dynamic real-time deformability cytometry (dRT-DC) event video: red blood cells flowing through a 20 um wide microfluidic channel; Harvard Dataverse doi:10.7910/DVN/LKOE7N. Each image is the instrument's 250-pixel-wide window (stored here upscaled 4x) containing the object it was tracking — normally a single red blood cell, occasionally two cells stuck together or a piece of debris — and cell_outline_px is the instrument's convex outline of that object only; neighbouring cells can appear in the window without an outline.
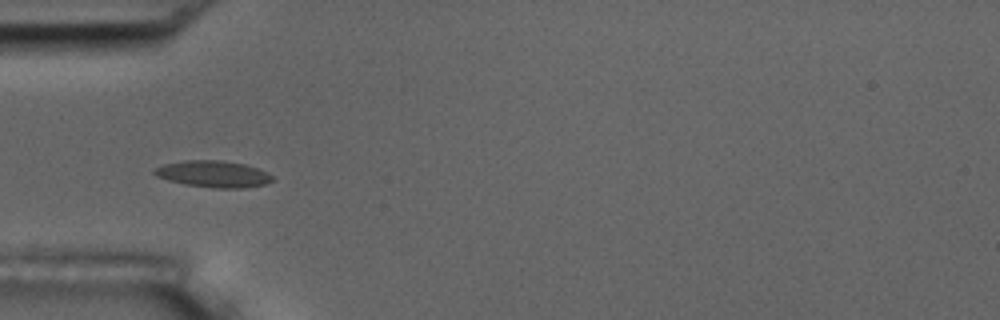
{"species": "common noctule bat (a hibernating species)", "species_latin": "Nyctalus noctula", "temperature_condition": "room temperature", "stored_images_in_passage": 5, "camera_frame_rate_fps": 3000, "um_per_image_px": 0.085, "animal": {"sex": "male", "body_mass_g": 17.5, "forearm_length_mm": 52.3}, "frame": {"image": 1, "passage_image": 4, "time_ms": 3.667, "image_size_px": [1000, 320], "cell_outline_px": [[272, 180], [264, 184], [244, 188], [212, 188], [184, 184], [168, 180], [156, 176], [152, 172], [156, 168], [164, 164], [184, 160], [220, 160], [244, 164], [268, 172], [272, 176]], "centroid_in_image_um": [18.11, 14.79], "position_along_channel_um": 66.9, "area_um2": 18.21}}